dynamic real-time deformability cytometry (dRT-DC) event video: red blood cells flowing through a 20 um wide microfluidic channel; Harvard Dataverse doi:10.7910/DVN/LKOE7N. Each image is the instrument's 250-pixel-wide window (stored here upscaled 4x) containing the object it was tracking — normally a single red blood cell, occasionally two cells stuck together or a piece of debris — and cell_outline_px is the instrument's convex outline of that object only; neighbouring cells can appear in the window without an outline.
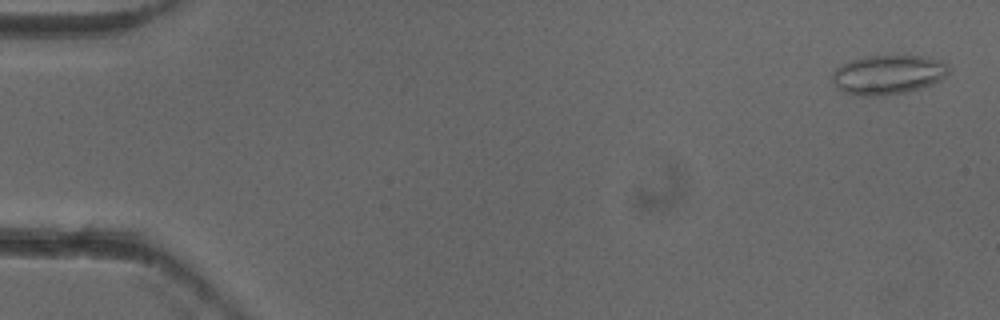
{"species": "common noctule bat (a hibernating species)", "species_latin": "Nyctalus noctula", "temperature_condition": "cold", "stored_images_in_passage": 5, "camera_frame_rate_fps": 3000, "um_per_image_px": 0.085, "animal": {"sex": "female"}, "frame": {"image": 1, "passage_image": 1, "time_ms": 0.0, "image_size_px": [1000, 320], "cell_outline_px": [[948, 72], [940, 80], [920, 88], [904, 92], [884, 96], [860, 96], [844, 92], [836, 88], [832, 80], [832, 72], [840, 64], [852, 60], [868, 56], [920, 56], [944, 60], [948, 64]], "centroid_in_image_um": [75.45, 6.35], "position_along_channel_um": 9.5, "area_um2": 26.76}}